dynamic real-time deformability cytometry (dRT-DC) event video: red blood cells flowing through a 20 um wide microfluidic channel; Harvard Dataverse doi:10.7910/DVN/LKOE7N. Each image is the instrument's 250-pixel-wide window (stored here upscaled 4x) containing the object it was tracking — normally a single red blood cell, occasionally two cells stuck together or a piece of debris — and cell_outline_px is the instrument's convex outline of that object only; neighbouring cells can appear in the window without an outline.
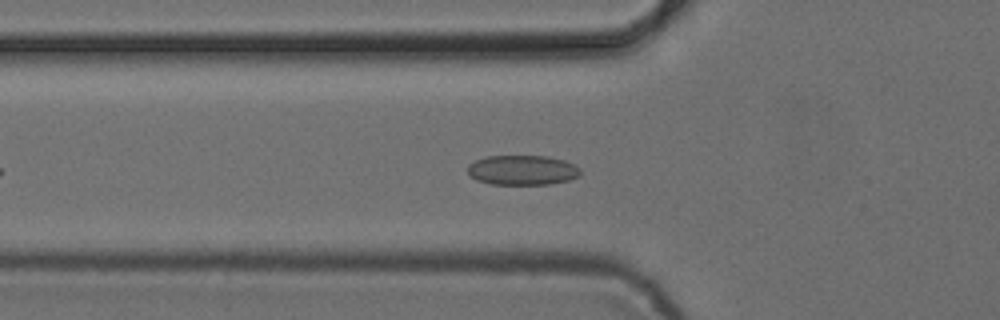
{"species": "common noctule bat (a hibernating species)", "species_latin": "Nyctalus noctula", "temperature_condition": "cold", "stored_images_in_passage": 40, "camera_frame_rate_fps": 3000, "um_per_image_px": 0.085, "animal": {"sex": "female", "body_mass_g": 24.6, "forearm_length_mm": 56.2}, "frame": {"image": 1, "passage_image": 10, "time_ms": 3.0, "image_size_px": [1000, 320], "cell_outline_px": [[580, 176], [568, 180], [552, 184], [492, 184], [476, 180], [468, 172], [468, 164], [476, 160], [488, 156], [548, 156], [564, 160], [576, 164], [580, 168]], "centroid_in_image_um": [44.44, 14.45], "position_along_channel_um": 81.4, "area_um2": 19.65}}
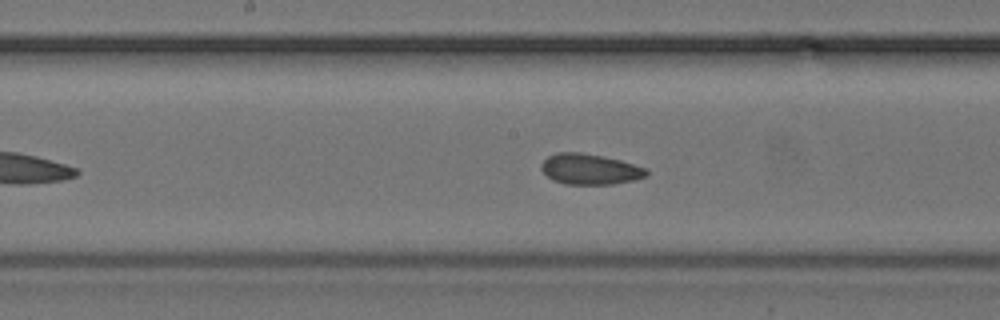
{"frame": {"image": 2, "passage_image": 19, "time_ms": 6.0, "image_size_px": [1000, 320], "cell_outline_px": [[648, 176], [632, 180], [612, 184], [564, 184], [552, 180], [540, 168], [540, 164], [548, 156], [556, 152], [580, 152], [620, 160], [648, 168]], "centroid_in_image_um": [50.13, 14.38], "position_along_channel_um": 198.1, "area_um2": 18.79}}
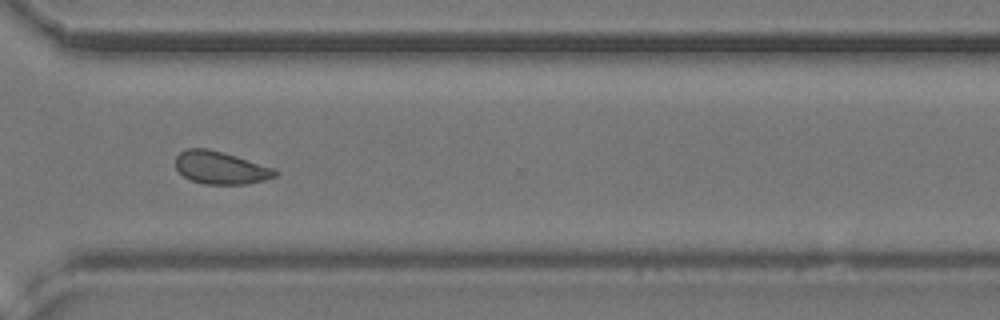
{"frame": {"image": 3, "passage_image": 31, "time_ms": 10.0, "image_size_px": [1000, 320], "cell_outline_px": [[280, 172], [276, 176], [264, 180], [248, 184], [204, 184], [192, 180], [184, 176], [176, 168], [176, 156], [180, 152], [188, 148], [208, 148], [236, 156], [276, 168]], "centroid_in_image_um": [18.79, 14.26], "position_along_channel_um": 351.8, "area_um2": 19.02}, "authors_computed_cell_mechanics": {"area_um2": 19.0162, "velocity_mm_per_s": 3.8607, "shape_relaxation_time_tau1_ms": 6.1257, "shape_relaxation_time_tau2_ms": 2.0163, "deformation_change_tau1": 0.0832, "deformation_change_tau2": 0.0763}}